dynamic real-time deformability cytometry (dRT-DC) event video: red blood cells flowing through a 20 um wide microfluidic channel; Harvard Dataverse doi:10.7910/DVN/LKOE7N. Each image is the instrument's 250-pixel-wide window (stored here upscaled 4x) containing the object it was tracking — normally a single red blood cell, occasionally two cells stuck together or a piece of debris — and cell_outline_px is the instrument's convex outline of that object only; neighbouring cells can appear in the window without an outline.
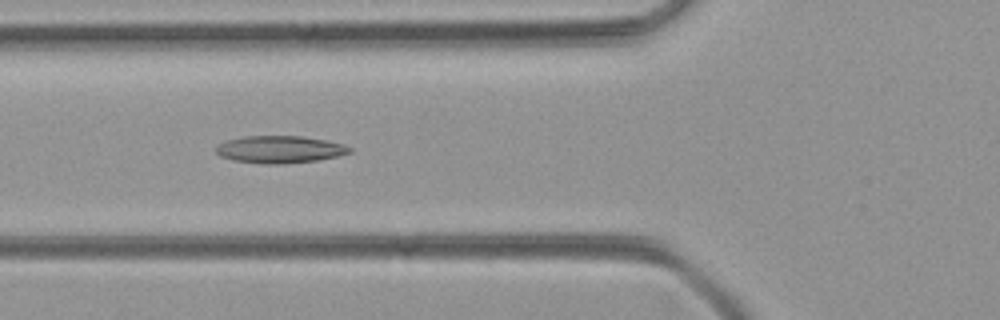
{"species": "common noctule bat (a hibernating species)", "species_latin": "Nyctalus noctula", "temperature_condition": "room temperature", "stored_images_in_passage": 13, "camera_frame_rate_fps": 3000, "um_per_image_px": 0.085, "animal": {"sex": "female", "body_mass_g": 21.9}, "frame": {"image": 1, "passage_image": 8, "time_ms": 2.333, "image_size_px": [1000, 320], "cell_outline_px": [[352, 152], [336, 156], [316, 160], [280, 164], [264, 164], [232, 160], [220, 156], [216, 152], [216, 148], [220, 144], [228, 140], [244, 136], [300, 136], [328, 140], [344, 144], [352, 148]], "centroid_in_image_um": [23.8, 12.7], "position_along_channel_um": 102.0, "area_um2": 21.15}}